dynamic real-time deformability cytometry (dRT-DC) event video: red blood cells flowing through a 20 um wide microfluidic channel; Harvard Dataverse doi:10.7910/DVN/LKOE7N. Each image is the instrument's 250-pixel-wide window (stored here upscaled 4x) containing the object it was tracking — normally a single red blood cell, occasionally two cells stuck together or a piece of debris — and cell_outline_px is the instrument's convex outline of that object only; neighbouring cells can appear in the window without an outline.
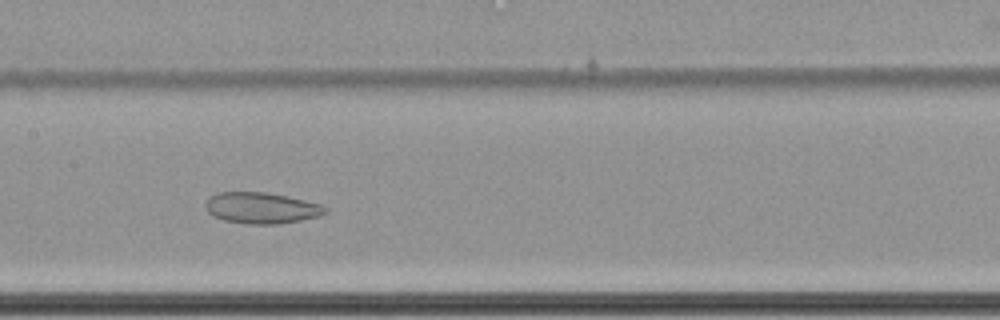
{"species": "common noctule bat (a hibernating species)", "species_latin": "Nyctalus noctula", "temperature_condition": "cold", "stored_images_in_passage": 66, "camera_frame_rate_fps": 3000, "um_per_image_px": 0.085, "animal": {"sex": "female", "body_mass_g": 22.7, "forearm_length_mm": 54.2}, "frame": {"image": 1, "passage_image": 37, "time_ms": 12.0, "image_size_px": [1000, 320], "cell_outline_px": [[328, 212], [320, 216], [280, 224], [244, 224], [224, 220], [212, 216], [208, 212], [204, 204], [212, 196], [220, 192], [268, 192], [288, 196], [320, 204], [328, 208]], "centroid_in_image_um": [22.24, 17.68], "position_along_channel_um": 185.2, "area_um2": 21.85}}
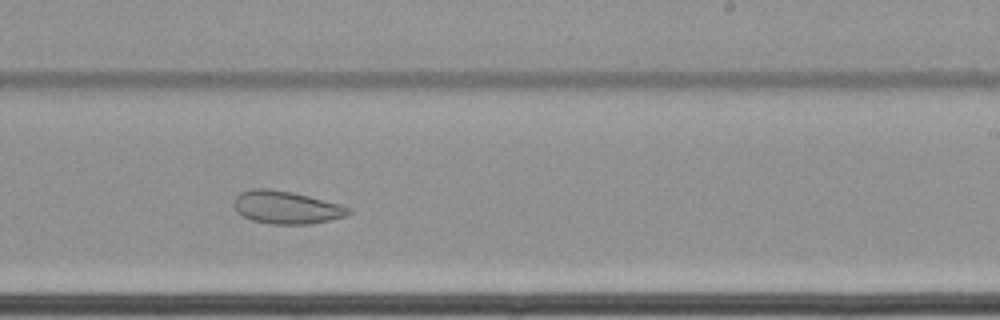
{"frame": {"image": 2, "passage_image": 44, "time_ms": 14.333, "image_size_px": [1000, 320], "cell_outline_px": [[352, 212], [348, 216], [308, 224], [272, 224], [252, 220], [236, 212], [232, 204], [236, 196], [240, 192], [252, 188], [268, 188], [292, 192], [340, 204], [352, 208]], "centroid_in_image_um": [24.33, 17.62], "position_along_channel_um": 264.7, "area_um2": 22.02}}
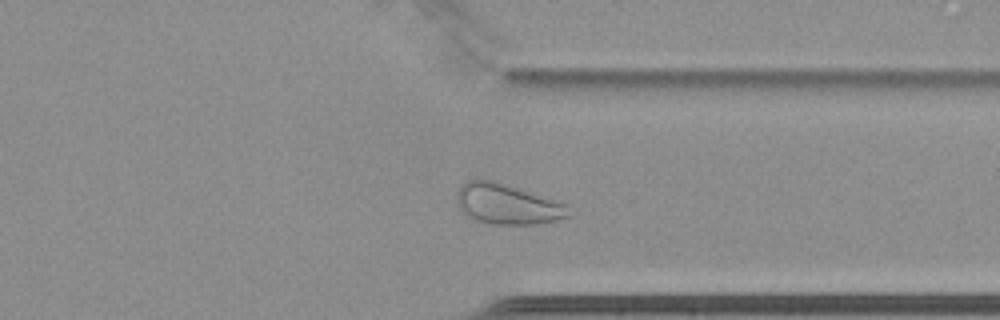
{"frame": {"image": 3, "passage_image": 53, "time_ms": 17.333, "image_size_px": [1000, 320], "cell_outline_px": [[576, 212], [572, 216], [540, 224], [492, 224], [476, 220], [464, 216], [456, 200], [456, 196], [460, 188], [468, 180], [496, 180], [572, 204]], "centroid_in_image_um": [43.27, 17.35], "position_along_channel_um": 368.1, "area_um2": 27.28}}